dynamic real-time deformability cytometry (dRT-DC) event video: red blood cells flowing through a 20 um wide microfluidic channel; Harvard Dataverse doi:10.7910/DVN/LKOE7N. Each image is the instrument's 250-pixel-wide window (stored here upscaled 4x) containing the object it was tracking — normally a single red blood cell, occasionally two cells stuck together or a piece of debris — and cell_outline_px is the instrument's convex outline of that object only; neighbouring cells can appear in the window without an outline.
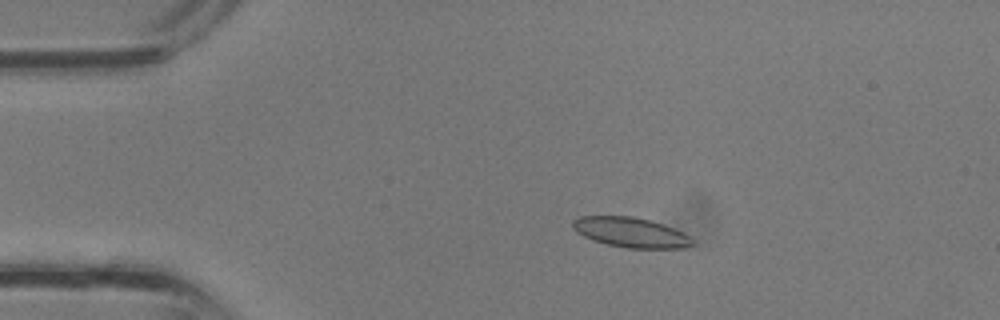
{"species": "common noctule bat (a hibernating species)", "species_latin": "Nyctalus noctula", "temperature_condition": "room temperature", "stored_images_in_passage": 36, "camera_frame_rate_fps": 3000, "um_per_image_px": 0.085, "animal": {"sex": "male", "body_mass_g": 13.3}, "frame": {"image": 1, "passage_image": 7, "time_ms": 2.0, "image_size_px": [1000, 320], "cell_outline_px": [[696, 244], [684, 248], [628, 248], [608, 244], [592, 240], [576, 232], [572, 228], [572, 220], [580, 216], [632, 216], [652, 220], [664, 224], [688, 236]], "centroid_in_image_um": [53.59, 19.74], "position_along_channel_um": 31.4, "area_um2": 20.87}}
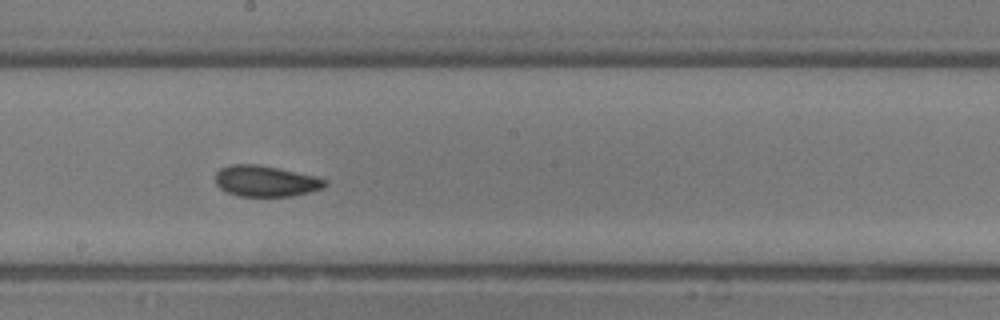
{"frame": {"image": 2, "passage_image": 20, "time_ms": 6.333, "image_size_px": [1000, 320], "cell_outline_px": [[328, 184], [324, 188], [292, 196], [236, 196], [220, 188], [216, 184], [216, 172], [220, 168], [232, 164], [256, 164], [316, 176], [328, 180]], "centroid_in_image_um": [22.59, 15.39], "position_along_channel_um": 225.6, "area_um2": 19.77}}
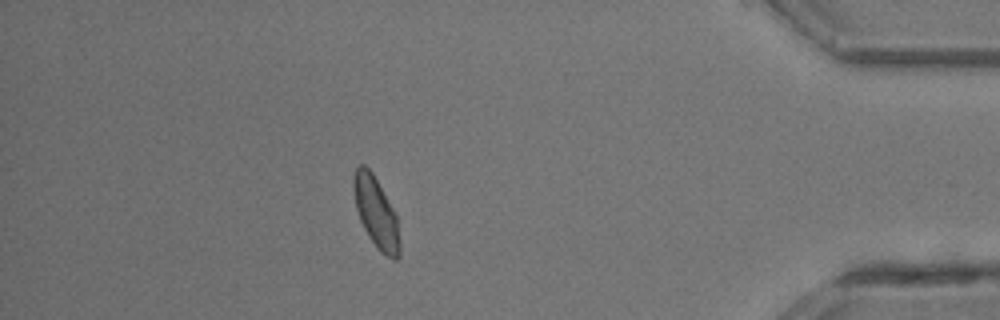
{"frame": {"image": 3, "passage_image": 32, "time_ms": 10.333, "image_size_px": [1000, 320], "cell_outline_px": [[400, 256], [396, 260], [392, 260], [380, 252], [376, 248], [368, 236], [360, 220], [356, 208], [352, 188], [352, 176], [356, 168], [360, 164], [364, 164], [372, 172], [396, 212], [400, 240]], "centroid_in_image_um": [31.97, 18.08], "position_along_channel_um": 403.2, "area_um2": 19.42}}